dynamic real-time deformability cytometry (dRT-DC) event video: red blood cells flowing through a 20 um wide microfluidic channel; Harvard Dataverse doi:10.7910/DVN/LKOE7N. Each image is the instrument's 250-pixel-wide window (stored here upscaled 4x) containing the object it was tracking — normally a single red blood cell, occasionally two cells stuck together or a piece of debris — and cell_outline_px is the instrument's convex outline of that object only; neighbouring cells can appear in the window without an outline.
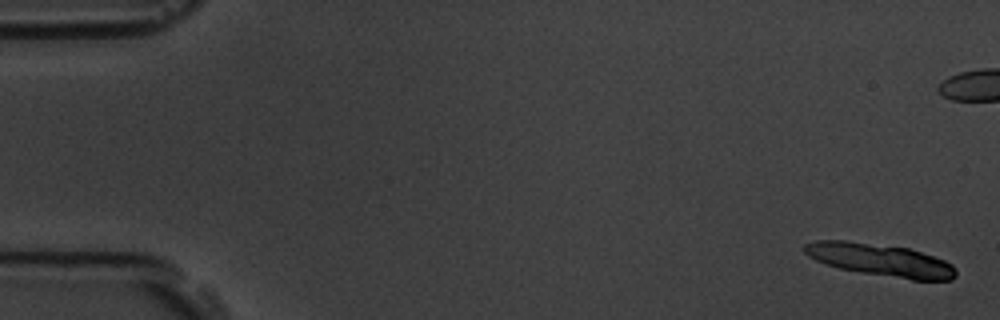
{"species": "common noctule bat (a hibernating species)", "species_latin": "Nyctalus noctula", "temperature_condition": "room temperature", "stored_images_in_passage": 6, "camera_frame_rate_fps": 3000, "um_per_image_px": 0.085, "animal": {"sex": "male", "body_mass_g": 19.5, "forearm_length_mm": 54.6}, "frame": {"image": 1, "passage_image": 1, "time_ms": 0.0, "image_size_px": [1000, 320], "cell_outline_px": [[956, 276], [952, 280], [912, 280], [840, 268], [816, 260], [808, 256], [804, 252], [804, 244], [816, 240], [844, 240], [908, 248], [944, 260], [952, 264], [956, 268]], "centroid_in_image_um": [74.85, 22.09], "position_along_channel_um": 10.2, "area_um2": 28.26}}